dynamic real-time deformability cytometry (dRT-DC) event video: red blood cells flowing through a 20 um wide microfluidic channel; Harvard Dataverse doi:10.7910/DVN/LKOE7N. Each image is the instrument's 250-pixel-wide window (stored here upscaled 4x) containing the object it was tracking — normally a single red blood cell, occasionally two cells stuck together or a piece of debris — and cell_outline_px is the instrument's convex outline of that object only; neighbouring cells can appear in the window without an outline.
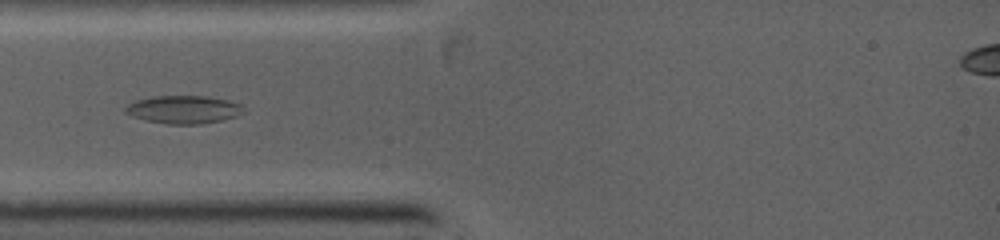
{"species": "common noctule bat (a hibernating species)", "species_latin": "Nyctalus noctula", "temperature_condition": "warm", "stored_images_in_passage": 2, "camera_frame_rate_fps": 5000, "um_per_image_px": 0.085, "animal": {"sex": "female", "body_mass_g": 19.0, "forearm_length_mm": 53.3}, "frame": {"image": 1, "passage_image": 2, "time_ms": 1.2, "image_size_px": [1000, 240], "cell_outline_px": [[248, 112], [236, 116], [220, 120], [200, 124], [168, 124], [144, 120], [132, 116], [124, 112], [124, 108], [128, 104], [136, 100], [152, 96], [208, 96], [228, 100], [240, 104]], "centroid_in_image_um": [15.61, 9.31], "position_along_channel_um": 69.4, "area_um2": 19.42}}